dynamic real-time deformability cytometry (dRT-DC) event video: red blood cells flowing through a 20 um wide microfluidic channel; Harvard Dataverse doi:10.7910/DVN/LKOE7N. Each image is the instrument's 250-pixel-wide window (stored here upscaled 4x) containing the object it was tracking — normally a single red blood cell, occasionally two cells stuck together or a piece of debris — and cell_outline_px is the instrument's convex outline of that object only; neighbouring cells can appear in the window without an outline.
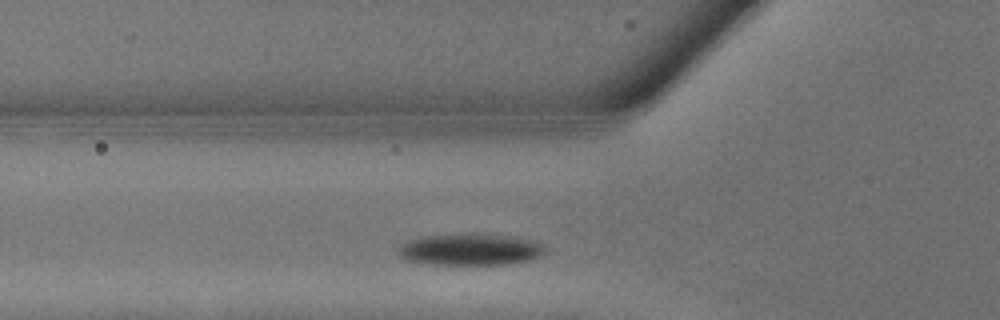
{"species": "common noctule bat (a hibernating species)", "species_latin": "Nyctalus noctula", "temperature_condition": "warm", "stored_images_in_passage": 4, "camera_frame_rate_fps": 3000, "um_per_image_px": 0.085, "animal": {"sex": "male", "body_mass_g": 13.3}, "frame": {"image": 1, "passage_image": 2, "time_ms": 0.333, "image_size_px": [1000, 320], "cell_outline_px": [[544, 252], [540, 256], [528, 260], [504, 264], [432, 264], [408, 260], [400, 256], [400, 248], [404, 244], [412, 240], [428, 236], [460, 232], [508, 236], [532, 240], [544, 244]], "centroid_in_image_um": [40.02, 21.19], "position_along_channel_um": 85.8, "area_um2": 26.7}}
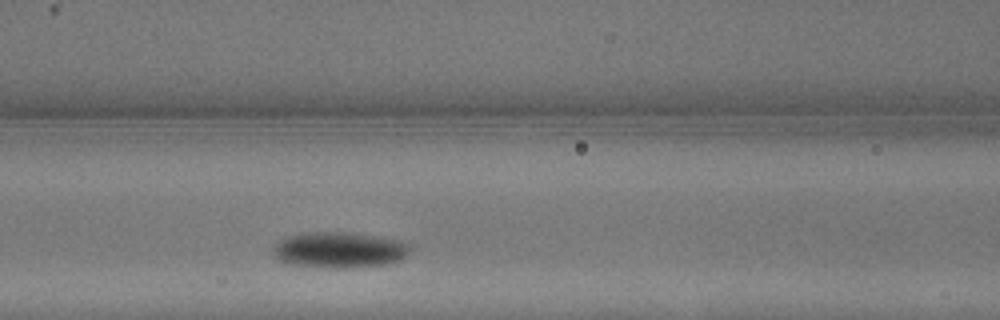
{"frame": {"image": 2, "passage_image": 4, "time_ms": 1.0, "image_size_px": [1000, 320], "cell_outline_px": [[412, 244], [408, 252], [400, 260], [388, 264], [352, 268], [328, 268], [292, 264], [276, 260], [272, 252], [272, 248], [280, 240], [288, 236], [308, 232], [352, 232], [404, 240]], "centroid_in_image_um": [28.87, 21.24], "position_along_channel_um": 137.7, "area_um2": 29.13}}